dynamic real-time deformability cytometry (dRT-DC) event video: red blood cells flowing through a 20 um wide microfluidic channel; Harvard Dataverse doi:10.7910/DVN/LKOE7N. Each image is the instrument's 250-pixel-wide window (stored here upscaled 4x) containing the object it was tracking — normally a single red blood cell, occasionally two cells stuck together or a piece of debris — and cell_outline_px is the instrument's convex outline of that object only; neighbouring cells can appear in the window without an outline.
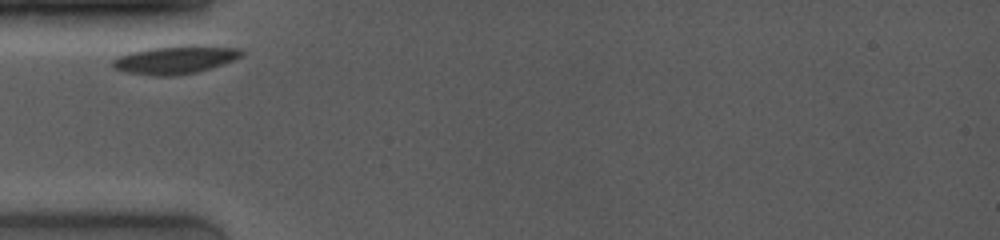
{"species": "common noctule bat (a hibernating species)", "species_latin": "Nyctalus noctula", "temperature_condition": "room temperature", "stored_images_in_passage": 4, "camera_frame_rate_fps": 4000, "um_per_image_px": 0.085, "animal": {"sex": "female", "body_mass_g": 19.0, "forearm_length_mm": 53.3}, "frame": {"image": 1, "passage_image": 1, "time_ms": 0.0, "image_size_px": [1000, 240], "cell_outline_px": [[244, 56], [196, 72], [172, 76], [156, 76], [128, 72], [116, 68], [112, 64], [112, 60], [120, 56], [132, 52], [148, 48], [180, 44], [196, 44], [240, 48], [244, 52]], "centroid_in_image_um": [14.95, 5.04], "position_along_channel_um": 70.1, "area_um2": 21.15}}
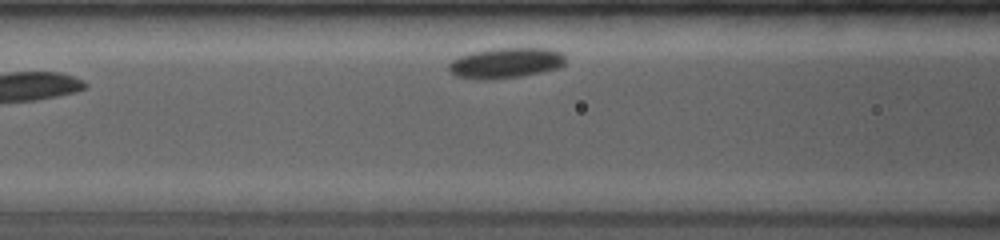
{"frame": {"image": 2, "passage_image": 4, "time_ms": 1.5, "image_size_px": [1000, 240], "cell_outline_px": [[564, 64], [560, 68], [520, 76], [492, 80], [476, 80], [456, 76], [448, 72], [448, 64], [452, 60], [460, 56], [472, 52], [492, 48], [548, 48], [560, 52], [564, 56]], "centroid_in_image_um": [42.94, 5.36], "position_along_channel_um": 123.7, "area_um2": 20.92}}